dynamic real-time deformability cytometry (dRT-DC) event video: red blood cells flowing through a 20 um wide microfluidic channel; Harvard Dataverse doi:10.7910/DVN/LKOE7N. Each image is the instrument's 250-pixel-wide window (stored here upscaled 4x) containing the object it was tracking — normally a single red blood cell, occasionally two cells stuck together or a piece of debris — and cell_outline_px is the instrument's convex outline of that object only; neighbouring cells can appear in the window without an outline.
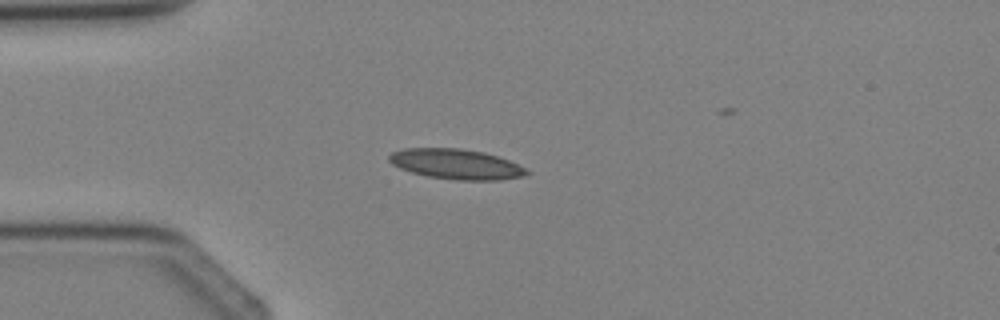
{"species": "Egyptian fruit bat (a non-hibernating species)", "species_latin": "Rousettus aegyptiacus", "temperature_condition": "cold", "stored_images_in_passage": 2, "camera_frame_rate_fps": 3000, "um_per_image_px": 0.085, "animal": {"sex": "female"}, "frame": {"image": 1, "passage_image": 2, "time_ms": 2.0, "image_size_px": [1000, 320], "cell_outline_px": [[532, 172], [524, 176], [500, 180], [456, 180], [428, 176], [412, 172], [400, 168], [392, 164], [388, 160], [388, 156], [392, 152], [404, 148], [460, 148], [484, 152], [508, 160], [528, 168]], "centroid_in_image_um": [38.8, 13.95], "position_along_channel_um": 46.2, "area_um2": 24.28}}